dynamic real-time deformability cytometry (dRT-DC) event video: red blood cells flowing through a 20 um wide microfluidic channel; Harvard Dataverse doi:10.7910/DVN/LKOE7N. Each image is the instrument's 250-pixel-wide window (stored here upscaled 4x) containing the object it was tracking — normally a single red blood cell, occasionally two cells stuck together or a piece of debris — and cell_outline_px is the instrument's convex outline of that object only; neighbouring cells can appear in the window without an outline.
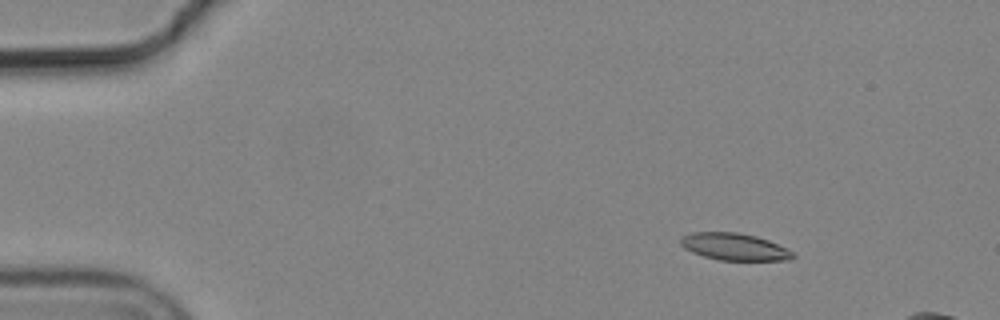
{"species": "common noctule bat (a hibernating species)", "species_latin": "Nyctalus noctula", "temperature_condition": "cold", "stored_images_in_passage": 3, "camera_frame_rate_fps": 3000, "um_per_image_px": 0.085, "animal": {"sex": "male", "body_mass_g": 19.2, "forearm_length_mm": 51.8}, "frame": {"image": 1, "passage_image": 1, "time_ms": 0.0, "image_size_px": [1000, 320], "cell_outline_px": [[796, 256], [792, 260], [720, 260], [704, 256], [692, 252], [684, 248], [680, 244], [680, 236], [692, 232], [736, 232], [756, 236], [768, 240], [792, 252]], "centroid_in_image_um": [62.38, 20.97], "position_along_channel_um": 22.6, "area_um2": 17.63}}
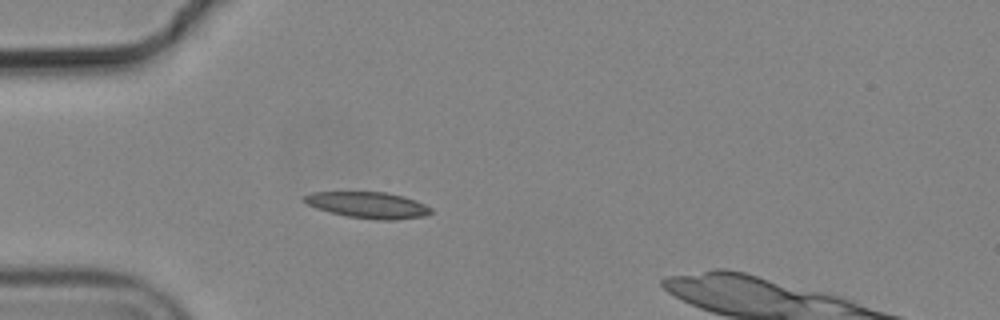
{"frame": {"image": 2, "passage_image": 3, "time_ms": 0.667, "image_size_px": [1000, 320], "cell_outline_px": [[432, 212], [424, 216], [396, 220], [380, 220], [344, 216], [328, 212], [316, 208], [308, 204], [304, 200], [304, 196], [312, 192], [384, 192], [404, 196], [416, 200], [432, 208]], "centroid_in_image_um": [31.3, 17.43], "position_along_channel_um": 53.7, "area_um2": 19.42}}